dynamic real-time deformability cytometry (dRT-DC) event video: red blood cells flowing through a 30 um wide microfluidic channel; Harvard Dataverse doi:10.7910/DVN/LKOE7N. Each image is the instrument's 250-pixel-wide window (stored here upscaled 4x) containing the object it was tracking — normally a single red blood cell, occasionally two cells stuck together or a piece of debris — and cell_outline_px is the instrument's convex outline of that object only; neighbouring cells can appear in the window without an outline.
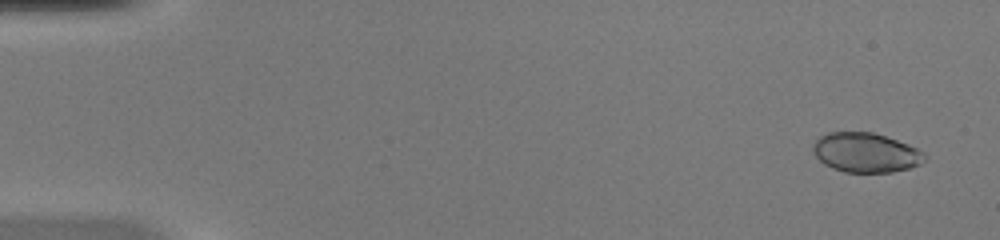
{"species": "common noctule bat (a hibernating species)", "species_latin": "Nyctalus noctula", "temperature_condition": "warm", "stored_images_in_passage": 50, "camera_frame_rate_fps": 3000, "um_per_image_px": 0.085, "animal": {"sex": "female", "body_mass_g": 20.0, "forearm_length_mm": 54.0}, "frame": {"image": 1, "passage_image": 3, "time_ms": 0.667, "image_size_px": [1000, 240], "cell_outline_px": [[924, 160], [920, 164], [908, 168], [892, 172], [844, 172], [832, 168], [824, 164], [812, 152], [812, 144], [820, 136], [828, 132], [872, 132], [908, 144], [924, 152]], "centroid_in_image_um": [73.55, 12.97], "position_along_channel_um": 11.5, "area_um2": 25.61}}
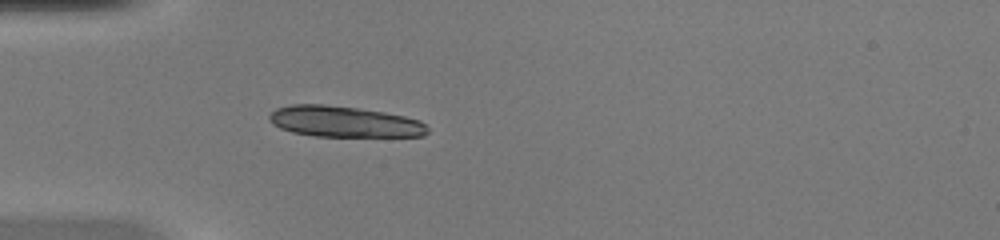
{"frame": {"image": 2, "passage_image": 16, "time_ms": 5.0, "image_size_px": [1000, 240], "cell_outline_px": [[428, 132], [424, 136], [316, 136], [292, 132], [280, 128], [272, 124], [268, 120], [268, 116], [276, 108], [292, 104], [324, 104], [356, 108], [384, 112], [404, 116], [420, 120], [428, 128]], "centroid_in_image_um": [29.23, 10.34], "position_along_channel_um": 55.8, "area_um2": 28.5}}
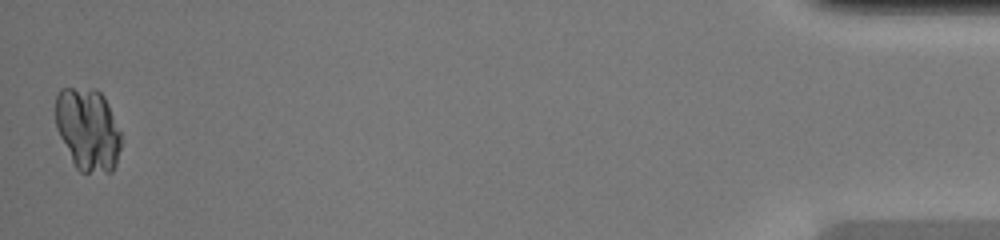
{"frame": {"image": 3, "passage_image": 50, "time_ms": 16.333, "image_size_px": [1000, 240], "cell_outline_px": [[120, 148], [116, 164], [112, 172], [80, 172], [76, 168], [56, 128], [56, 96], [60, 88], [96, 88], [104, 96], [108, 104], [120, 132]], "centroid_in_image_um": [7.46, 10.99], "position_along_channel_um": 427.7, "area_um2": 31.44}}